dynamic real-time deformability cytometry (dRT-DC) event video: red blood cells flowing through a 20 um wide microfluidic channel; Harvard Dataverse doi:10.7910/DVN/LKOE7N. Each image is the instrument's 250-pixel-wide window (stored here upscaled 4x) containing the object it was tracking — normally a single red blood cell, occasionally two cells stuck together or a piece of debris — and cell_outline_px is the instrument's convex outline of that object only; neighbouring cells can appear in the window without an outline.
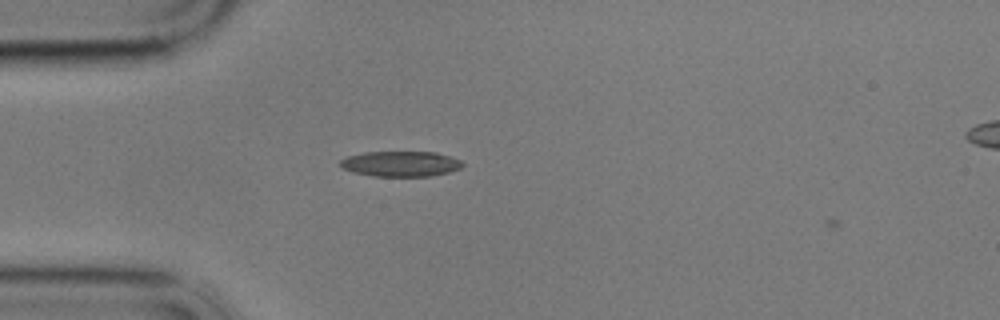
{"species": "common noctule bat (a hibernating species)", "species_latin": "Nyctalus noctula", "temperature_condition": "cold", "stored_images_in_passage": 6, "camera_frame_rate_fps": 3000, "um_per_image_px": 0.085, "animal": {"sex": "male", "body_mass_g": 17.9}, "frame": {"image": 1, "passage_image": 5, "time_ms": 1.333, "image_size_px": [1000, 320], "cell_outline_px": [[464, 164], [460, 168], [448, 172], [432, 176], [372, 176], [352, 172], [344, 168], [340, 164], [340, 160], [348, 156], [364, 152], [436, 152], [460, 160]], "centroid_in_image_um": [34.05, 13.92], "position_along_channel_um": 51.0, "area_um2": 17.98}}